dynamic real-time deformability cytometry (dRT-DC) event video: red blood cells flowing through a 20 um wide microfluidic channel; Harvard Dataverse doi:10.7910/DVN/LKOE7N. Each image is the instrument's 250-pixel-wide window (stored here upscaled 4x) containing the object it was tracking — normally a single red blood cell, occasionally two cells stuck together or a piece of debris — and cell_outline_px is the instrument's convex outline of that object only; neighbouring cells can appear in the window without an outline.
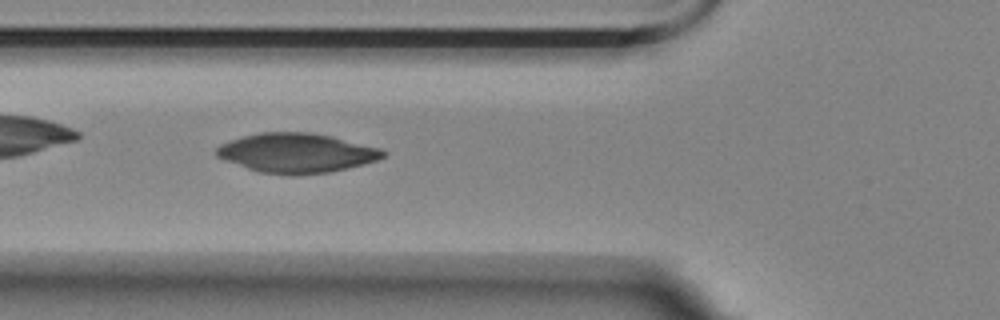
{"species": "Egyptian fruit bat (a non-hibernating species)", "species_latin": "Rousettus aegyptiacus", "temperature_condition": "room temperature", "stored_images_in_passage": 21, "camera_frame_rate_fps": 3000, "um_per_image_px": 0.085, "animal": {"sex": "female"}, "frame": {"image": 1, "passage_image": 6, "time_ms": 1.667, "image_size_px": [1000, 320], "cell_outline_px": [[388, 152], [384, 156], [376, 160], [328, 172], [260, 172], [248, 168], [216, 156], [216, 148], [220, 144], [244, 136], [260, 132], [312, 132], [332, 136], [380, 148]], "centroid_in_image_um": [25.21, 12.95], "position_along_channel_um": 100.6, "area_um2": 36.99}}
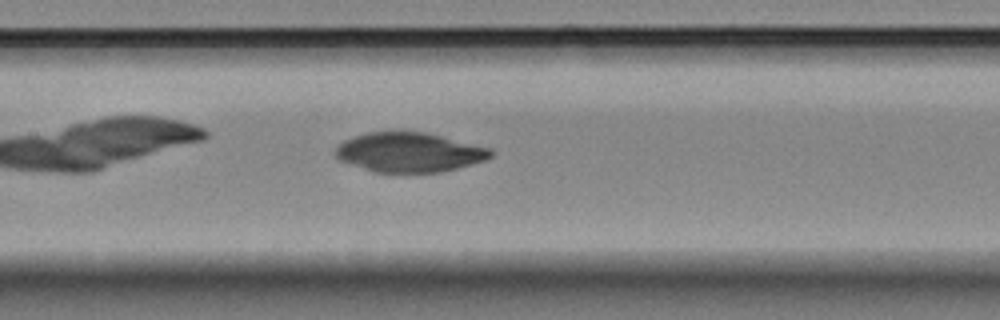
{"frame": {"image": 2, "passage_image": 12, "time_ms": 3.667, "image_size_px": [1000, 320], "cell_outline_px": [[492, 156], [484, 160], [456, 168], [440, 172], [376, 172], [336, 160], [336, 148], [344, 140], [368, 132], [392, 128], [428, 132], [492, 148]], "centroid_in_image_um": [34.77, 12.9], "position_along_channel_um": 172.6, "area_um2": 36.47}}
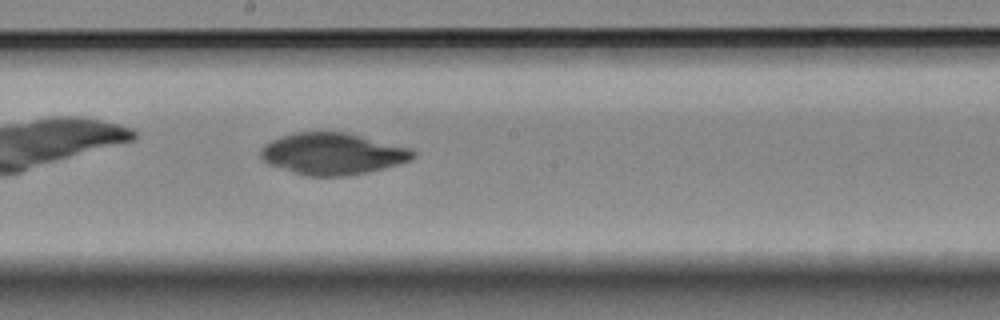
{"frame": {"image": 3, "passage_image": 16, "time_ms": 5.0, "image_size_px": [1000, 320], "cell_outline_px": [[416, 156], [408, 160], [396, 164], [364, 172], [340, 176], [308, 176], [268, 164], [260, 156], [260, 148], [264, 144], [280, 136], [296, 132], [348, 132], [412, 148], [416, 152]], "centroid_in_image_um": [28.25, 13.04], "position_along_channel_um": 219.9, "area_um2": 36.7}}